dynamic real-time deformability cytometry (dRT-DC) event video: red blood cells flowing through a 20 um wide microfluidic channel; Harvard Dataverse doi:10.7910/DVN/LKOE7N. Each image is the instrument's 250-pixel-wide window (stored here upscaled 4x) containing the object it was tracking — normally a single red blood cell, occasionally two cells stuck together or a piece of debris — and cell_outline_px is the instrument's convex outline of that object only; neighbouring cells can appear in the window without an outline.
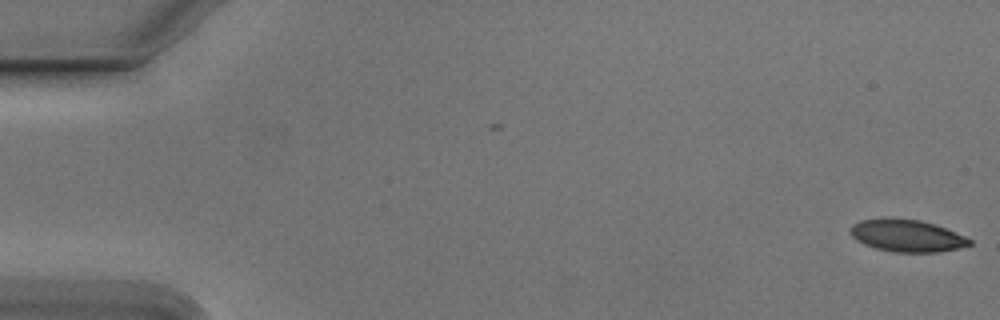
{"species": "Egyptian fruit bat (a non-hibernating species)", "species_latin": "Rousettus aegyptiacus", "temperature_condition": "cold", "stored_images_in_passage": 54, "camera_frame_rate_fps": 3000, "um_per_image_px": 0.085, "animal": {"sex": "male"}, "frame": {"image": 1, "passage_image": 1, "time_ms": 0.0, "image_size_px": [1000, 320], "cell_outline_px": [[972, 244], [940, 252], [892, 252], [876, 248], [864, 244], [856, 240], [848, 232], [848, 228], [852, 224], [860, 220], [884, 216], [920, 220], [944, 228], [964, 236], [972, 240]], "centroid_in_image_um": [76.99, 20.01], "position_along_channel_um": 8.0, "area_um2": 22.6}}
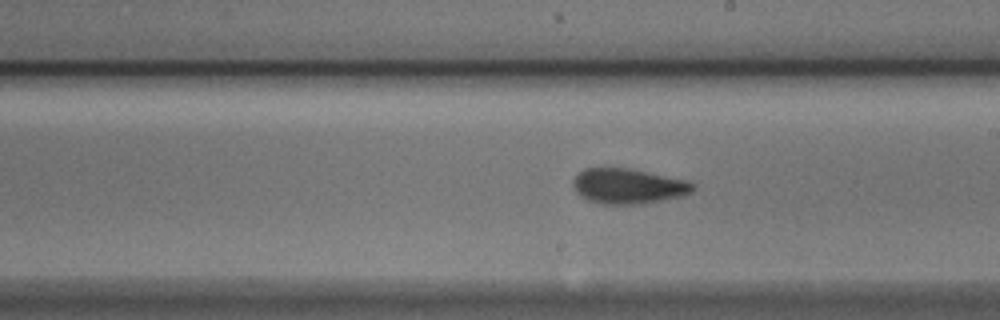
{"frame": {"image": 2, "passage_image": 31, "time_ms": 10.0, "image_size_px": [1000, 320], "cell_outline_px": [[696, 188], [692, 192], [684, 196], [644, 204], [600, 204], [588, 200], [580, 196], [576, 192], [572, 184], [572, 180], [584, 168], [628, 168], [688, 180], [696, 184]], "centroid_in_image_um": [53.43, 15.83], "position_along_channel_um": 235.6, "area_um2": 24.91}}
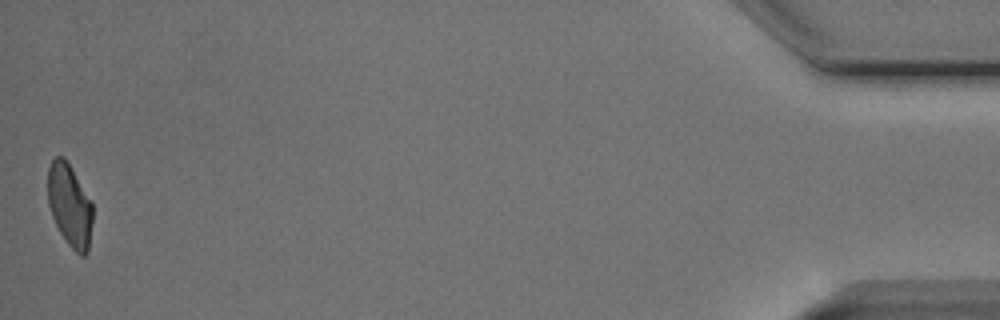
{"frame": {"image": 3, "passage_image": 54, "time_ms": 17.667, "image_size_px": [1000, 320], "cell_outline_px": [[92, 224], [88, 252], [84, 256], [80, 256], [68, 244], [60, 232], [52, 216], [48, 204], [48, 168], [52, 160], [56, 156], [64, 156], [92, 204]], "centroid_in_image_um": [5.92, 17.47], "position_along_channel_um": 429.3, "area_um2": 21.33}, "authors_computed_cell_mechanics": {"area_um2": 23.4379, "velocity_mm_per_s": 3.77, "shape_relaxation_time_tau1_ms": 3.6211, "shape_relaxation_time_tau2_ms": 1.6882, "deformation_change_tau1": 0.1079, "deformation_change_tau2": 0.0673}}